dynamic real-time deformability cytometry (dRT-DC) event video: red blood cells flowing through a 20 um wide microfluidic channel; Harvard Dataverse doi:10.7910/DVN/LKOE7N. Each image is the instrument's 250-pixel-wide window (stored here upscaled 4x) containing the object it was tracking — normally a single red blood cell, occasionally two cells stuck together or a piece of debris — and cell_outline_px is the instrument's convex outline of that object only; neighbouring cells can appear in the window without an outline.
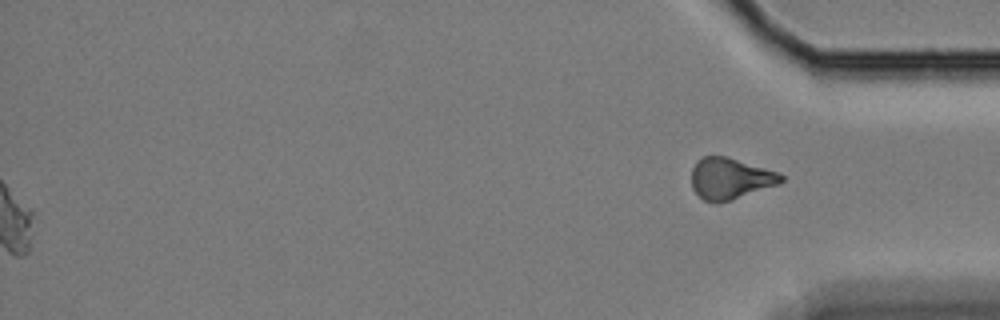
{"species": "Egyptian fruit bat (a non-hibernating species)", "species_latin": "Rousettus aegyptiacus", "temperature_condition": "cold", "stored_images_in_passage": 61, "segment_of_instrument_passage": [2, 2], "camera_frame_rate_fps": 3000, "um_per_image_px": 0.085, "animal": {"sex": "female"}, "frame": {"image": 1, "passage_image": 61, "time_ms": 20.0, "image_size_px": [1000, 320], "cell_outline_px": [[784, 180], [780, 184], [732, 200], [716, 204], [704, 200], [692, 188], [692, 168], [696, 160], [704, 156], [728, 156], [776, 172], [784, 176]], "centroid_in_image_um": [62.06, 15.18], "position_along_channel_um": 373.1, "area_um2": 21.68}}